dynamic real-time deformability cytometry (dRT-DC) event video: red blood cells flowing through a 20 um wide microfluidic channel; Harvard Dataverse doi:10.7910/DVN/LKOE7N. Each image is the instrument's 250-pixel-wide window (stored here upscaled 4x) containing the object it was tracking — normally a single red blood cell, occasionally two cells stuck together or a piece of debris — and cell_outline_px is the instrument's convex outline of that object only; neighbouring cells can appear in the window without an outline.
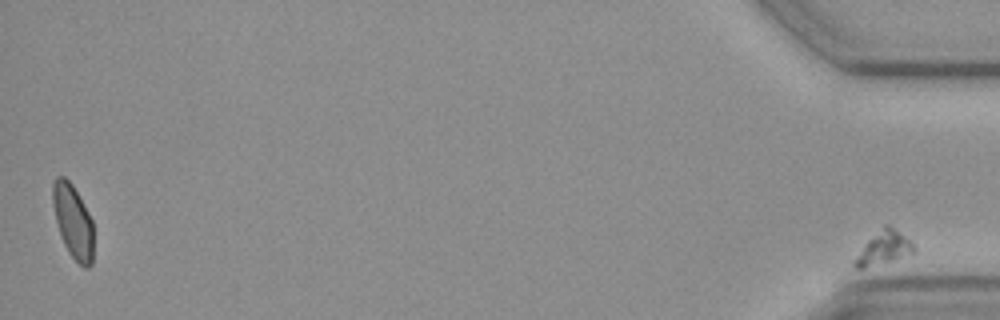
{"species": "common noctule bat (a hibernating species)", "species_latin": "Nyctalus noctula", "temperature_condition": "cold", "stored_images_in_passage": 56, "segment_of_instrument_passage": [2, 2], "camera_frame_rate_fps": 3000, "um_per_image_px": 0.085, "animal": {"sex": "female", "body_mass_g": 19.3, "forearm_length_mm": 54.1}, "frame": {"image": 1, "passage_image": 56, "time_ms": 18.333, "image_size_px": [1000, 320], "cell_outline_px": [[916, 252], [892, 260], [864, 268], [856, 268], [852, 264], [852, 260], [864, 244], [884, 224], [888, 224], [900, 232], [916, 248]], "centroid_in_image_um": [75.07, 21.08], "position_along_channel_um": 360.1, "area_um2": 11.33}}